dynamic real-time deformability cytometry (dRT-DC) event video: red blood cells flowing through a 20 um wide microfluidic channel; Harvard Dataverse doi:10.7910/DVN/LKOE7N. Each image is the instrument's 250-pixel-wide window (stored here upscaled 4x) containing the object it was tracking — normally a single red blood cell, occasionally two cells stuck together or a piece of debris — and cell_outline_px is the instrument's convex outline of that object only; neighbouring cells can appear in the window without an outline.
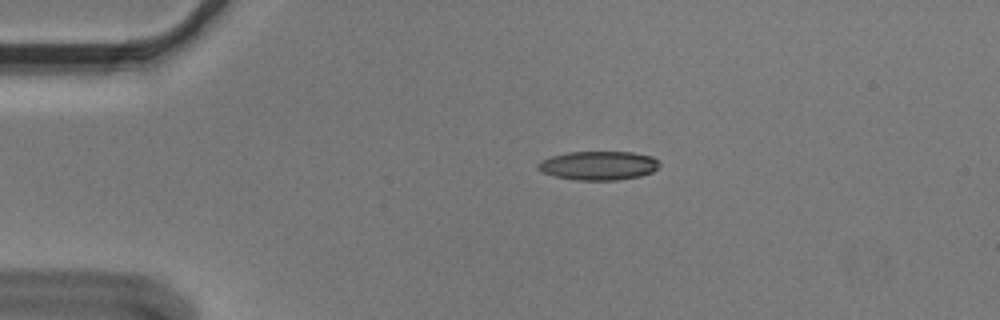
{"species": "Egyptian fruit bat (a non-hibernating species)", "species_latin": "Rousettus aegyptiacus", "temperature_condition": "cold", "stored_images_in_passage": 45, "camera_frame_rate_fps": 3000, "um_per_image_px": 0.085, "animal": {"sex": "male"}, "frame": {"image": 1, "passage_image": 1, "time_ms": 0.0, "image_size_px": [1000, 320], "cell_outline_px": [[660, 164], [652, 172], [640, 176], [616, 180], [576, 180], [556, 176], [544, 172], [536, 168], [536, 164], [540, 160], [552, 156], [568, 152], [632, 152], [652, 156]], "centroid_in_image_um": [50.85, 14.07], "position_along_channel_um": 34.1, "area_um2": 20.35}}
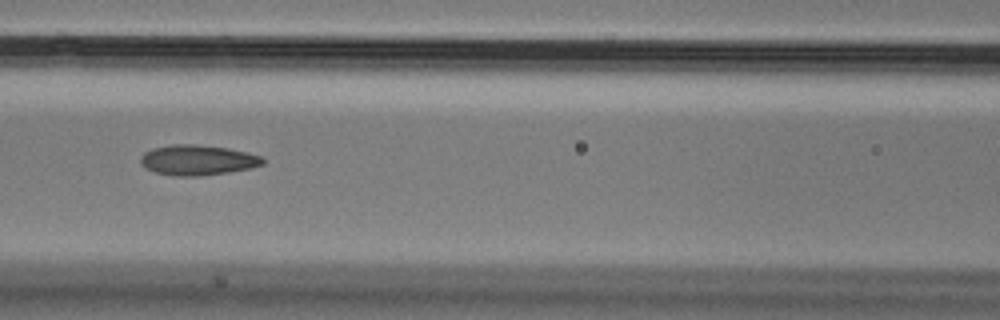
{"frame": {"image": 2, "passage_image": 14, "time_ms": 4.333, "image_size_px": [1000, 320], "cell_outline_px": [[264, 164], [252, 168], [228, 172], [200, 176], [172, 176], [156, 172], [140, 164], [140, 156], [144, 152], [152, 148], [172, 144], [196, 144], [228, 148], [248, 152], [260, 156], [264, 160]], "centroid_in_image_um": [16.79, 13.6], "position_along_channel_um": 149.8, "area_um2": 21.68}}
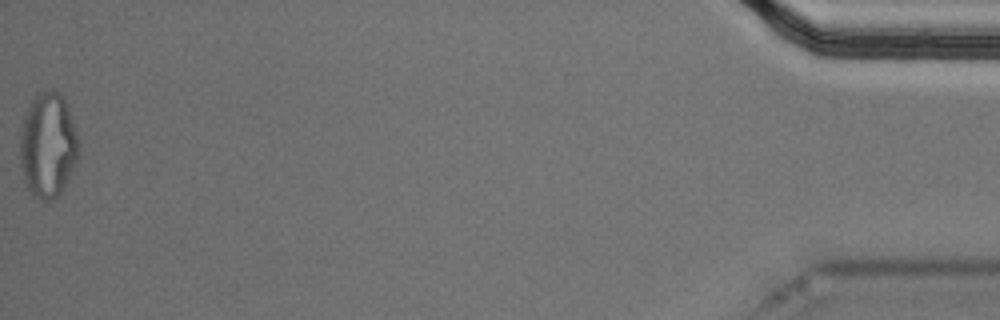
{"frame": {"image": 3, "passage_image": 45, "time_ms": 14.667, "image_size_px": [1000, 320], "cell_outline_px": [[80, 156], [60, 192], [52, 200], [40, 200], [32, 196], [24, 180], [20, 168], [20, 128], [24, 116], [36, 92], [48, 88], [52, 88], [60, 92], [64, 96], [68, 104], [80, 144]], "centroid_in_image_um": [4.08, 12.28], "position_along_channel_um": 431.1, "area_um2": 36.7}, "authors_computed_cell_mechanics": {"area_um2": 21.5594, "velocity_mm_per_s": 3.6337, "shape_relaxation_time_tau1_ms": null, "shape_relaxation_time_tau2_ms": 2.8523, "deformation_change_tau1": null, "deformation_change_tau2": 0.101}}